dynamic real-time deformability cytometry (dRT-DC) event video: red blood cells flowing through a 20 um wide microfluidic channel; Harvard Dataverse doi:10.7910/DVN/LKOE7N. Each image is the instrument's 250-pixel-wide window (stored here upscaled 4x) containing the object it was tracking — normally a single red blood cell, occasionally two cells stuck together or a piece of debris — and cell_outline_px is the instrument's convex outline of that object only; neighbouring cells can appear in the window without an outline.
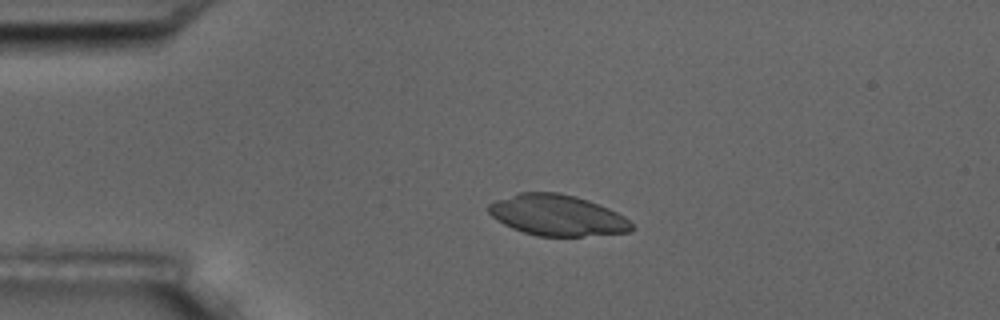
{"species": "common noctule bat (a hibernating species)", "species_latin": "Nyctalus noctula", "temperature_condition": "room temperature", "stored_images_in_passage": 4, "camera_frame_rate_fps": 3000, "um_per_image_px": 0.085, "animal": {"sex": "male", "body_mass_g": 17.5, "forearm_length_mm": 52.3}, "frame": {"image": 1, "passage_image": 3, "time_ms": 2.333, "image_size_px": [1000, 320], "cell_outline_px": [[636, 228], [628, 232], [584, 236], [536, 236], [512, 228], [496, 220], [488, 212], [488, 204], [496, 200], [520, 192], [556, 192], [576, 196], [588, 200], [608, 208], [624, 216]], "centroid_in_image_um": [47.36, 18.3], "position_along_channel_um": 37.6, "area_um2": 34.1}}